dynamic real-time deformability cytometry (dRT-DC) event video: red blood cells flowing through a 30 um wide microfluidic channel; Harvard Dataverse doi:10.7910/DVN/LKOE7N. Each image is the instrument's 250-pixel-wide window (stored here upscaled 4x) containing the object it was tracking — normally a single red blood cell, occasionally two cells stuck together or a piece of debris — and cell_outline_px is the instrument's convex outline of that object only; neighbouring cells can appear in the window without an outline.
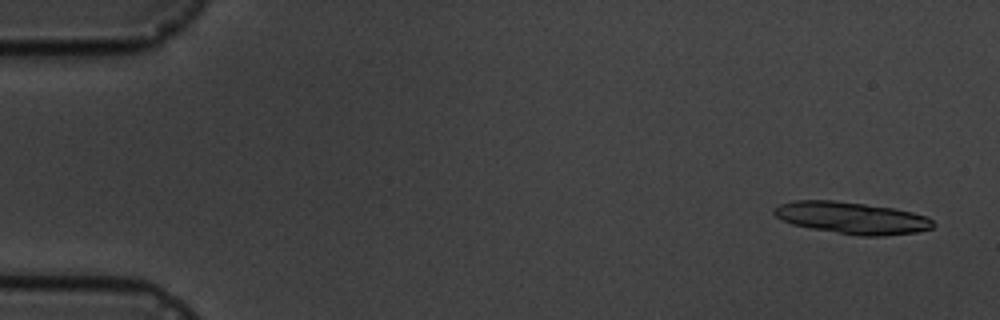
{"species": "common noctule bat (a hibernating species)", "species_latin": "Nyctalus noctula", "temperature_condition": "cold", "stored_images_in_passage": 5, "camera_frame_rate_fps": 3000, "um_per_image_px": 0.085, "animal": {"sex": "male", "body_mass_g": 19.5, "forearm_length_mm": 54.6}, "frame": {"image": 1, "passage_image": 1, "time_ms": 0.0, "image_size_px": [1000, 320], "cell_outline_px": [[936, 224], [932, 228], [916, 232], [884, 236], [860, 236], [812, 228], [792, 224], [780, 220], [772, 212], [772, 208], [780, 204], [792, 200], [832, 200], [896, 208], [928, 216]], "centroid_in_image_um": [72.4, 18.51], "position_along_channel_um": 12.6, "area_um2": 29.71}}